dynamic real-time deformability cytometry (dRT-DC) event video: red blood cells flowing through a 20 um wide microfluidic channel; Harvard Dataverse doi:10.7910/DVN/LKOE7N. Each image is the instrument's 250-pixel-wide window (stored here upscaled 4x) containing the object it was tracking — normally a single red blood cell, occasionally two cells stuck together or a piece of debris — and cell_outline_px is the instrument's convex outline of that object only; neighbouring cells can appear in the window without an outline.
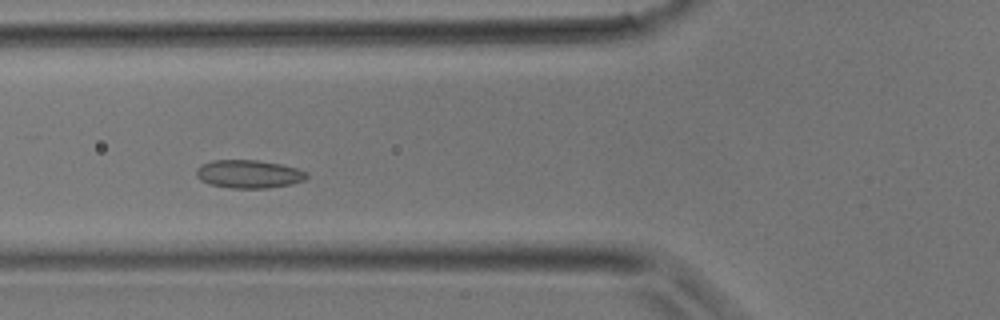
{"species": "common noctule bat (a hibernating species)", "species_latin": "Nyctalus noctula", "temperature_condition": "room temperature", "stored_images_in_passage": 35, "camera_frame_rate_fps": 3000, "um_per_image_px": 0.085, "animal": {"sex": "male", "body_mass_g": 17.9}, "frame": {"image": 1, "passage_image": 10, "time_ms": 3.0, "image_size_px": [1000, 320], "cell_outline_px": [[308, 176], [304, 180], [288, 184], [268, 188], [232, 188], [212, 184], [200, 180], [196, 176], [196, 168], [200, 164], [212, 160], [256, 160], [280, 164], [296, 168], [308, 172]], "centroid_in_image_um": [21.12, 14.78], "position_along_channel_um": 104.7, "area_um2": 18.03}}
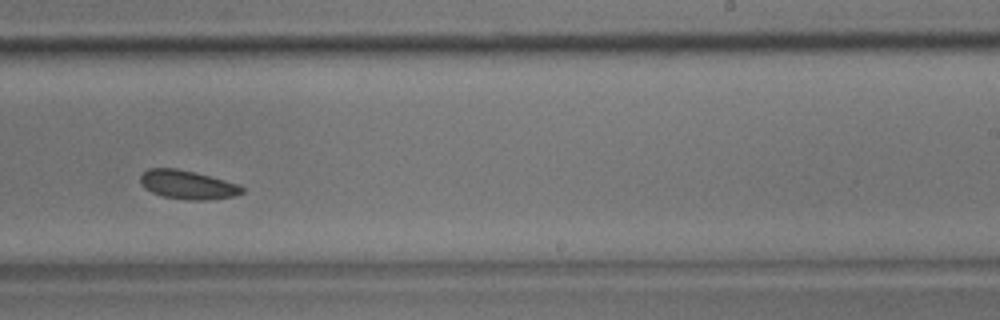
{"frame": {"image": 2, "passage_image": 20, "time_ms": 6.333, "image_size_px": [1000, 320], "cell_outline_px": [[244, 192], [232, 196], [204, 200], [188, 200], [164, 196], [152, 192], [144, 188], [140, 184], [140, 176], [148, 168], [176, 168], [196, 172], [240, 184], [244, 188]], "centroid_in_image_um": [15.94, 15.69], "position_along_channel_um": 273.1, "area_um2": 17.05}}
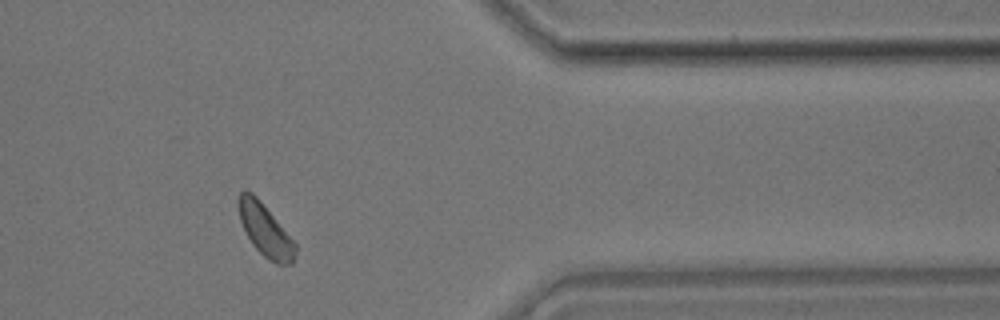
{"frame": {"image": 3, "passage_image": 28, "time_ms": 9.0, "image_size_px": [1000, 320], "cell_outline_px": [[296, 252], [292, 264], [276, 264], [268, 260], [252, 244], [240, 220], [236, 204], [236, 200], [240, 192], [244, 188], [252, 192], [256, 196], [296, 244]], "centroid_in_image_um": [22.5, 19.54], "position_along_channel_um": 388.9, "area_um2": 17.17}}